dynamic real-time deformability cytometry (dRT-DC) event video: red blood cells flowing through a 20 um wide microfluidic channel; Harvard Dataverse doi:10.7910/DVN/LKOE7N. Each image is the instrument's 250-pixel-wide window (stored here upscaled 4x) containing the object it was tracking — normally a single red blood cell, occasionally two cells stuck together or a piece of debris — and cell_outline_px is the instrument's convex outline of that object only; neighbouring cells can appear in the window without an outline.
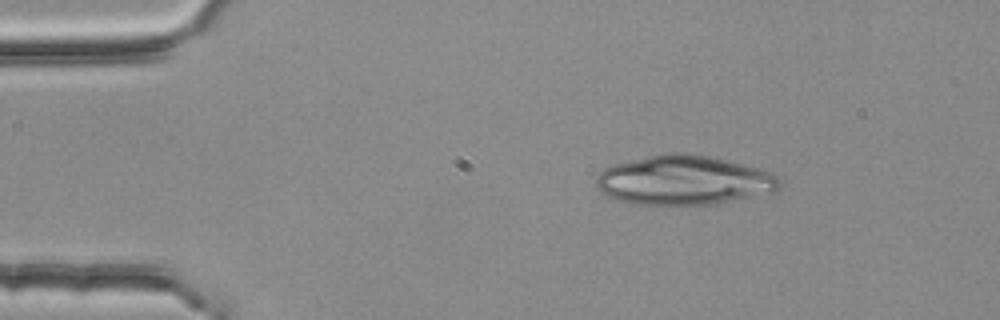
{"species": "common noctule bat (a hibernating species)", "species_latin": "Nyctalus noctula", "temperature_condition": "room temperature", "stored_images_in_passage": 4, "segment_of_instrument_passage": [1, 2], "camera_frame_rate_fps": 3000, "um_per_image_px": 0.085, "animal": {"sex": "female", "body_mass_g": 25.1}, "frame": {"image": 1, "passage_image": 2, "time_ms": 0.333, "image_size_px": [1000, 320], "cell_outline_px": [[780, 188], [772, 192], [716, 204], [632, 204], [616, 200], [608, 196], [596, 188], [596, 176], [604, 168], [612, 164], [648, 156], [668, 152], [684, 152], [708, 156], [756, 168], [768, 172], [776, 176], [780, 180]], "centroid_in_image_um": [58.06, 15.32], "position_along_channel_um": 26.9, "area_um2": 52.54}}